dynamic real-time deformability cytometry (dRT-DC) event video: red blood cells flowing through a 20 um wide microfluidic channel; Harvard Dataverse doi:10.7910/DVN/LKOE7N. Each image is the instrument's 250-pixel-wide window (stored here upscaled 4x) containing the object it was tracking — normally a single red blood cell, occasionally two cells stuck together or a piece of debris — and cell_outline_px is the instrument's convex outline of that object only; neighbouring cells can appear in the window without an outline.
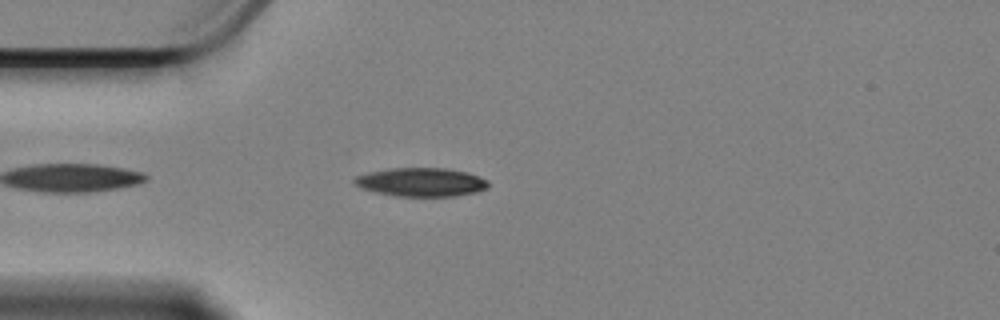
{"species": "Egyptian fruit bat (a non-hibernating species)", "species_latin": "Rousettus aegyptiacus", "temperature_condition": "cold", "stored_images_in_passage": 17, "camera_frame_rate_fps": 3000, "um_per_image_px": 0.085, "animal": {"sex": "female"}, "frame": {"image": 1, "passage_image": 1, "time_ms": 0.0, "image_size_px": [1000, 320], "cell_outline_px": [[488, 188], [476, 192], [456, 196], [396, 196], [376, 192], [360, 188], [352, 180], [356, 176], [368, 172], [388, 168], [444, 168], [468, 172], [480, 176], [488, 180]], "centroid_in_image_um": [35.81, 15.47], "position_along_channel_um": 49.2, "area_um2": 22.48}}
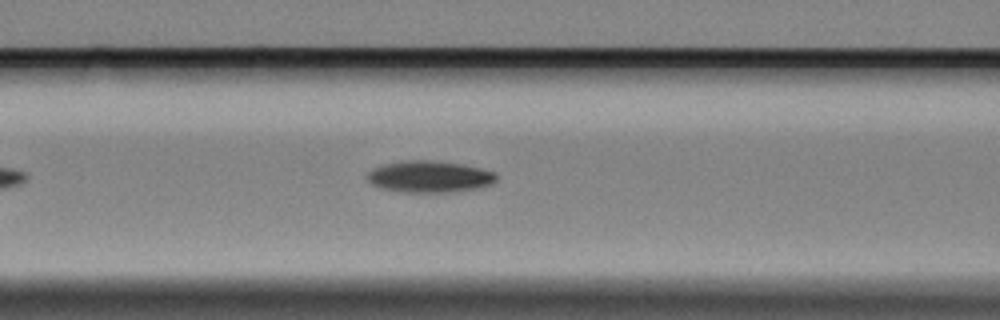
{"frame": {"image": 2, "passage_image": 9, "time_ms": 2.667, "image_size_px": [1000, 320], "cell_outline_px": [[496, 180], [492, 184], [476, 188], [444, 192], [404, 192], [380, 188], [372, 184], [364, 176], [372, 168], [380, 164], [400, 160], [432, 160], [460, 164], [480, 168], [496, 172]], "centroid_in_image_um": [36.43, 15.0], "position_along_channel_um": 130.2, "area_um2": 23.93}}
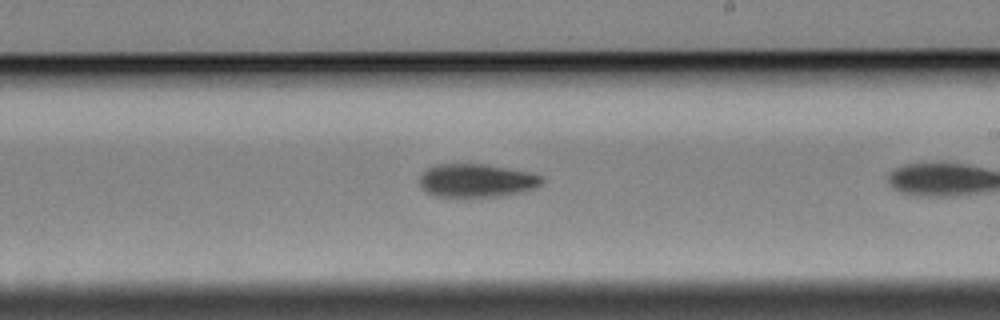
{"frame": {"image": 3, "passage_image": 16, "time_ms": 5.0, "image_size_px": [1000, 320], "cell_outline_px": [[544, 180], [536, 188], [520, 192], [500, 196], [436, 196], [424, 192], [420, 188], [420, 176], [428, 168], [436, 164], [488, 164], [528, 172], [544, 176]], "centroid_in_image_um": [40.5, 15.34], "position_along_channel_um": 248.5, "area_um2": 23.76}}